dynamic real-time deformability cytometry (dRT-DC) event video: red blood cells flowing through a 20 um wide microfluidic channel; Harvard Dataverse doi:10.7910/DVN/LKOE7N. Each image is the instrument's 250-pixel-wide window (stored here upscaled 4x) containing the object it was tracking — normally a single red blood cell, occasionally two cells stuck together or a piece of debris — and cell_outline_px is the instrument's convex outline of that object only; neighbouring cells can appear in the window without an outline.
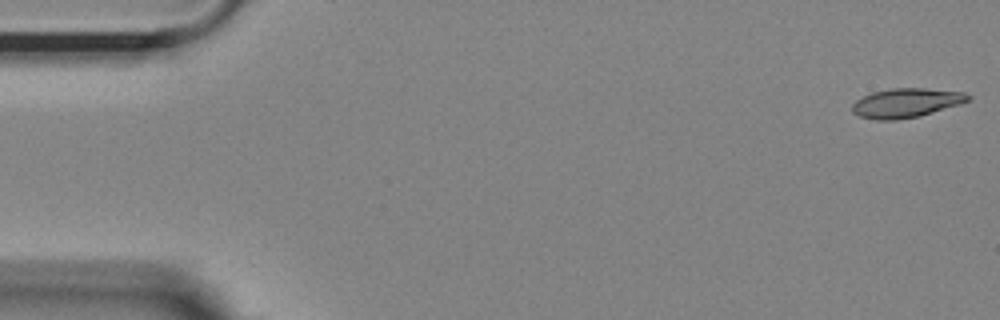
{"species": "Egyptian fruit bat (a non-hibernating species)", "species_latin": "Rousettus aegyptiacus", "temperature_condition": "room temperature", "stored_images_in_passage": 54, "camera_frame_rate_fps": 3000, "um_per_image_px": 0.085, "animal": {"sex": "female"}, "frame": {"image": 1, "passage_image": 1, "time_ms": 0.0, "image_size_px": [1000, 320], "cell_outline_px": [[972, 96], [968, 100], [960, 104], [920, 116], [896, 120], [876, 120], [860, 116], [852, 112], [852, 104], [856, 100], [872, 92], [892, 88], [924, 88], [964, 92]], "centroid_in_image_um": [77.02, 8.75], "position_along_channel_um": 8.0, "area_um2": 19.71}}
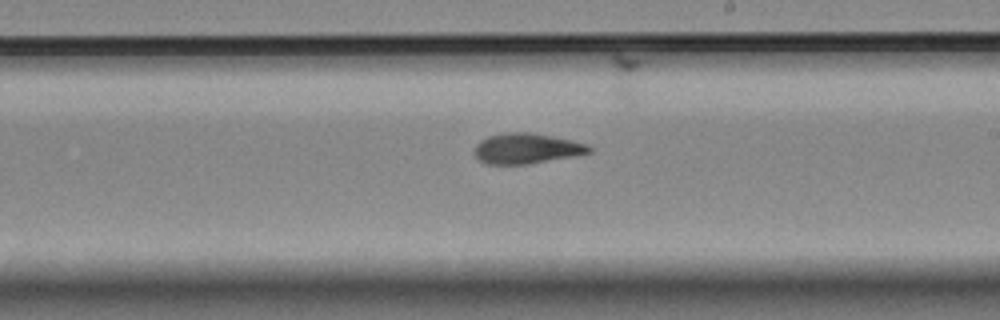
{"frame": {"image": 2, "passage_image": 31, "time_ms": 10.0, "image_size_px": [1000, 320], "cell_outline_px": [[592, 152], [576, 156], [528, 164], [484, 164], [476, 156], [476, 144], [480, 140], [488, 136], [504, 132], [528, 132], [552, 136], [572, 140], [588, 144], [592, 148]], "centroid_in_image_um": [44.79, 12.62], "position_along_channel_um": 244.2, "area_um2": 20.4}}
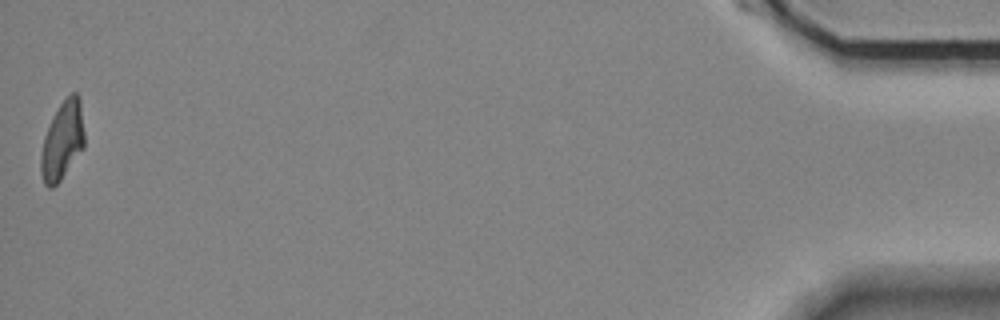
{"frame": {"image": 3, "passage_image": 54, "time_ms": 17.667, "image_size_px": [1000, 320], "cell_outline_px": [[84, 148], [60, 180], [52, 188], [48, 188], [44, 184], [40, 172], [40, 156], [44, 136], [52, 116], [60, 104], [72, 92], [76, 92], [80, 96], [84, 132]], "centroid_in_image_um": [5.3, 11.95], "position_along_channel_um": 429.9, "area_um2": 20.0}, "authors_computed_cell_mechanics": {"area_um2": 20.1433, "velocity_mm_per_s": 3.6502, "shape_relaxation_time_tau1_ms": 6.2597, "shape_relaxation_time_tau2_ms": 2.1025, "deformation_change_tau1": 0.1993, "deformation_change_tau2": 0.0894}}